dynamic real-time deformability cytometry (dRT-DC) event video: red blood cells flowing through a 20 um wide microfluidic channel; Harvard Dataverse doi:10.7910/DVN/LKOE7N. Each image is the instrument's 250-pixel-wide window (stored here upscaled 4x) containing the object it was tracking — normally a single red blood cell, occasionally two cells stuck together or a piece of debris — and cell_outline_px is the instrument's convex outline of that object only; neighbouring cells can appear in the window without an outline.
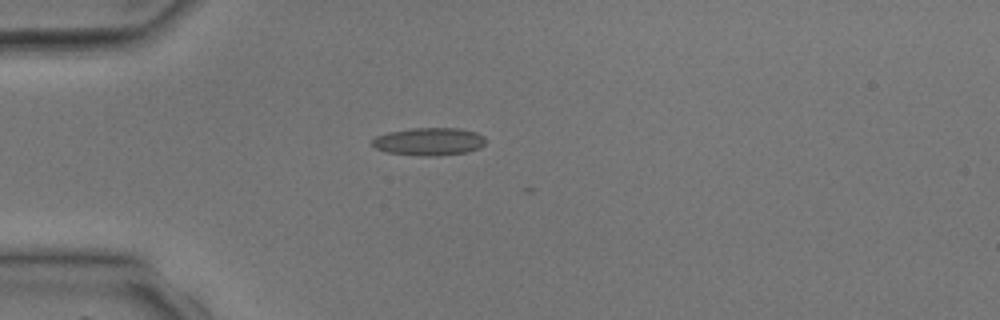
{"species": "common noctule bat (a hibernating species)", "species_latin": "Nyctalus noctula", "temperature_condition": "room temperature", "stored_images_in_passage": 1, "camera_frame_rate_fps": 3000, "um_per_image_px": 0.085, "animal": {"sex": "male", "body_mass_g": 17.9, "forearm_length_mm": 54.2}, "frame": {"image": 1, "passage_image": 1, "time_ms": 0.0, "image_size_px": [1000, 320], "cell_outline_px": [[488, 140], [480, 148], [464, 152], [440, 156], [420, 156], [388, 152], [376, 148], [372, 144], [372, 140], [376, 136], [388, 132], [412, 128], [460, 128], [476, 132], [484, 136]], "centroid_in_image_um": [36.5, 12.03], "position_along_channel_um": 48.5, "area_um2": 18.44}}